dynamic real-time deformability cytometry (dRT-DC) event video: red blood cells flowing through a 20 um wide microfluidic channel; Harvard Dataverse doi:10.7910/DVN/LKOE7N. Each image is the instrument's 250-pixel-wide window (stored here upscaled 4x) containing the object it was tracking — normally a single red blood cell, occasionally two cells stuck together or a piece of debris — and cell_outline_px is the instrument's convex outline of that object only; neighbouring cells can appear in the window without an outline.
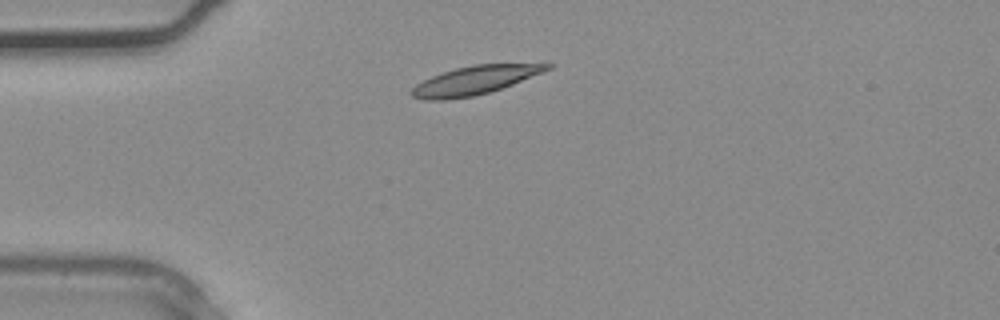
{"species": "common noctule bat (a hibernating species)", "species_latin": "Nyctalus noctula", "temperature_condition": "warm", "stored_images_in_passage": 1, "camera_frame_rate_fps": 3000, "um_per_image_px": 0.085, "animal": {"sex": "male", "body_mass_g": 20.4}, "frame": {"image": 1, "passage_image": 1, "time_ms": 0.0, "image_size_px": [1000, 320], "cell_outline_px": [[552, 68], [512, 84], [488, 92], [472, 96], [444, 100], [424, 100], [412, 96], [408, 92], [416, 84], [432, 76], [456, 68], [472, 64], [552, 64]], "centroid_in_image_um": [40.28, 6.83], "position_along_channel_um": 44.7, "area_um2": 22.14}}